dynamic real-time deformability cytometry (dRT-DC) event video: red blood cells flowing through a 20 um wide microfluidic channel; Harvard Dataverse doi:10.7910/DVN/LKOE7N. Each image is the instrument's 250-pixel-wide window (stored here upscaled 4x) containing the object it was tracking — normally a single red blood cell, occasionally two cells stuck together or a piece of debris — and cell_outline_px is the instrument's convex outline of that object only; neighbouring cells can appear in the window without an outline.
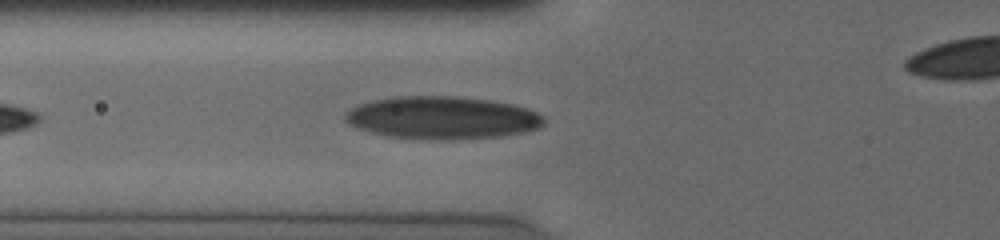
{"species": "human", "species_latin": "Homo sapiens", "temperature_condition": "cold", "stored_images_in_passage": 10, "camera_frame_rate_fps": 3000, "um_per_image_px": 0.085, "donor": {"sex": "male"}, "frame": {"image": 1, "passage_image": 5, "time_ms": 1.333, "image_size_px": [1000, 240], "cell_outline_px": [[544, 124], [540, 128], [524, 132], [500, 136], [452, 140], [428, 140], [388, 136], [356, 128], [348, 124], [344, 120], [344, 112], [360, 104], [372, 100], [396, 96], [456, 96], [492, 100], [512, 104], [528, 108], [544, 116]], "centroid_in_image_um": [37.58, 10.01], "position_along_channel_um": 88.2, "area_um2": 49.88}}
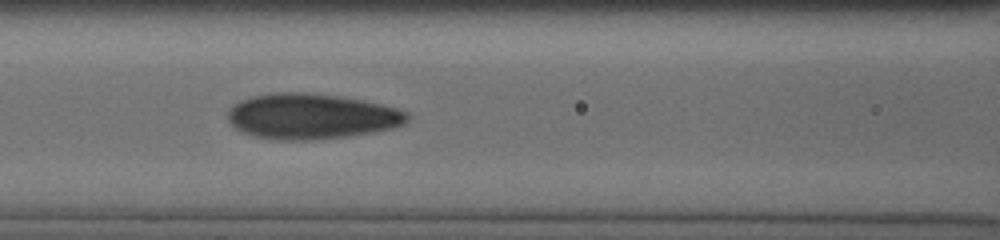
{"frame": {"image": 2, "passage_image": 9, "time_ms": 2.667, "image_size_px": [1000, 240], "cell_outline_px": [[408, 120], [404, 124], [392, 128], [372, 132], [348, 136], [312, 140], [276, 140], [252, 136], [236, 128], [228, 120], [228, 108], [232, 104], [248, 96], [276, 92], [304, 92], [336, 96], [360, 100], [380, 104], [396, 108], [408, 112]], "centroid_in_image_um": [26.41, 9.89], "position_along_channel_um": 140.2, "area_um2": 47.63}}
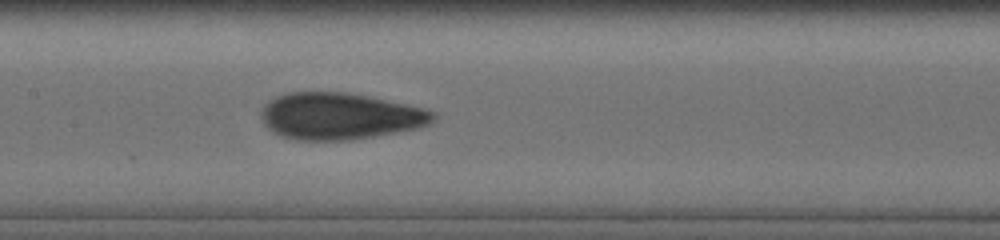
{"frame": {"image": 3, "passage_image": 10, "time_ms": 3.667, "image_size_px": [1000, 240], "cell_outline_px": [[436, 120], [432, 124], [420, 128], [376, 136], [352, 140], [296, 140], [272, 132], [264, 124], [260, 116], [260, 112], [264, 104], [268, 100], [276, 96], [288, 92], [344, 92], [424, 108], [436, 112]], "centroid_in_image_um": [28.88, 9.88], "position_along_channel_um": 178.5, "area_um2": 46.99}}